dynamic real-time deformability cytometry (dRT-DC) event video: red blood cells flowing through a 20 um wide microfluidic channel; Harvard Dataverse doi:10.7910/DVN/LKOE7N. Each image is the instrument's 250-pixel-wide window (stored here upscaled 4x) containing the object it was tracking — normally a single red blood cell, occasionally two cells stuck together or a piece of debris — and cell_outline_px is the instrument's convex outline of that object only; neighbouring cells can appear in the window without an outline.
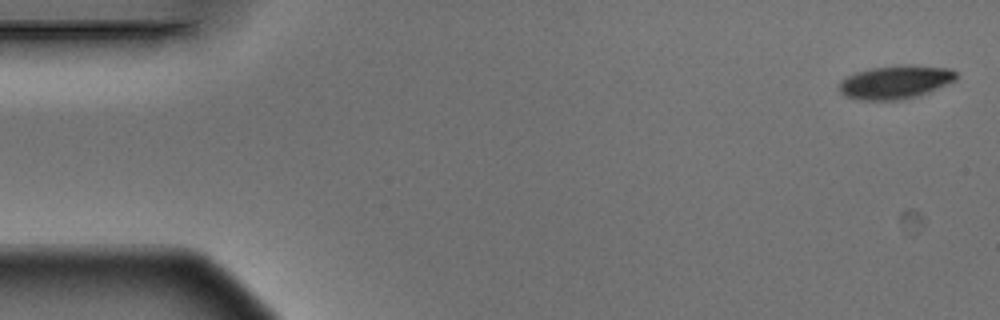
{"species": "Egyptian fruit bat (a non-hibernating species)", "species_latin": "Rousettus aegyptiacus", "temperature_condition": "warm", "stored_images_in_passage": 4, "camera_frame_rate_fps": 3000, "um_per_image_px": 0.085, "animal": {"sex": "male"}, "frame": {"image": 1, "passage_image": 1, "time_ms": 0.0, "image_size_px": [1000, 320], "cell_outline_px": [[960, 76], [956, 80], [928, 92], [916, 96], [900, 100], [856, 100], [844, 96], [840, 92], [840, 80], [856, 72], [872, 68], [896, 64], [912, 64], [952, 68]], "centroid_in_image_um": [76.14, 6.96], "position_along_channel_um": 8.9, "area_um2": 23.18}}
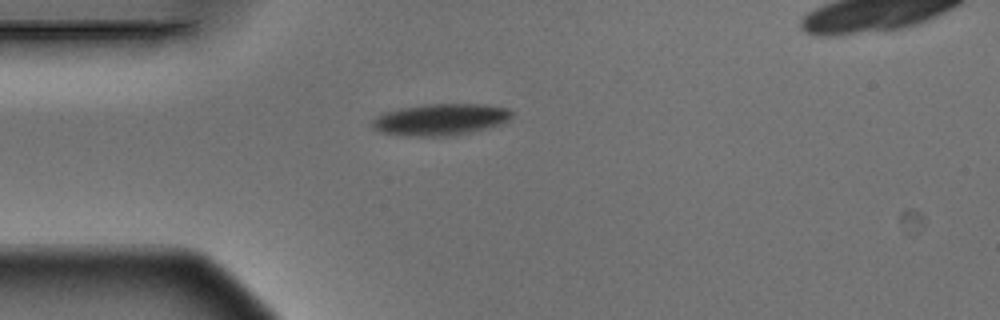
{"frame": {"image": 2, "passage_image": 4, "time_ms": 1.0, "image_size_px": [1000, 320], "cell_outline_px": [[512, 116], [508, 120], [500, 124], [488, 128], [448, 136], [416, 136], [380, 132], [372, 128], [372, 120], [376, 116], [384, 112], [400, 108], [424, 104], [488, 104], [508, 108], [512, 112]], "centroid_in_image_um": [37.44, 10.14], "position_along_channel_um": 47.6, "area_um2": 25.66}}